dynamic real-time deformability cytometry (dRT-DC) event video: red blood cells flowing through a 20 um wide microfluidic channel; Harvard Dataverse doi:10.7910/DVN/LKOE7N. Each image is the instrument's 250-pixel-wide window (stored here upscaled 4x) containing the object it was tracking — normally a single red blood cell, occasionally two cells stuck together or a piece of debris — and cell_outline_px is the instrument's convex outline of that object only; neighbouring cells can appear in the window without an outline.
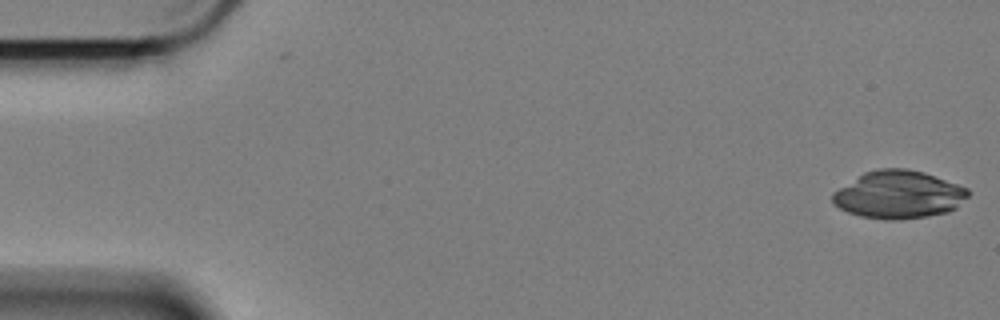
{"species": "Egyptian fruit bat (a non-hibernating species)", "species_latin": "Rousettus aegyptiacus", "temperature_condition": "cold", "stored_images_in_passage": 2, "camera_frame_rate_fps": 3000, "um_per_image_px": 0.085, "animal": {"sex": "female"}, "frame": {"image": 1, "passage_image": 2, "time_ms": 0.333, "image_size_px": [1000, 320], "cell_outline_px": [[968, 196], [956, 208], [948, 212], [928, 216], [892, 220], [888, 220], [860, 216], [848, 212], [832, 204], [832, 192], [864, 172], [880, 168], [908, 168], [924, 172], [968, 188]], "centroid_in_image_um": [76.37, 16.54], "position_along_channel_um": 8.6, "area_um2": 37.74}}